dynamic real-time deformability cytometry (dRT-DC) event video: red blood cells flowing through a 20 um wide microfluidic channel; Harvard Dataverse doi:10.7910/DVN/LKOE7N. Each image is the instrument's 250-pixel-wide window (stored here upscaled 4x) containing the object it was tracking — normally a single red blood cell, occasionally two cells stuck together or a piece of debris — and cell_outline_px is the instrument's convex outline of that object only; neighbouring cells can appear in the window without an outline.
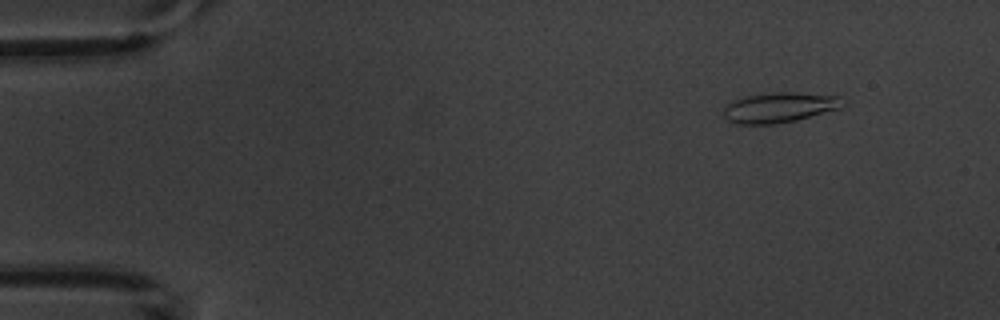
{"species": "common noctule bat (a hibernating species)", "species_latin": "Nyctalus noctula", "temperature_condition": "warm", "stored_images_in_passage": 5, "camera_frame_rate_fps": 3000, "um_per_image_px": 0.085, "animal": {"sex": "male", "body_mass_g": 20.1, "forearm_length_mm": 53.5}, "frame": {"image": 1, "passage_image": 2, "time_ms": 1.333, "image_size_px": [1000, 320], "cell_outline_px": [[848, 104], [840, 108], [796, 120], [776, 124], [736, 124], [728, 120], [724, 116], [724, 104], [732, 100], [748, 96], [776, 92], [792, 92], [840, 96]], "centroid_in_image_um": [66.26, 9.13], "position_along_channel_um": 18.7, "area_um2": 21.04}}
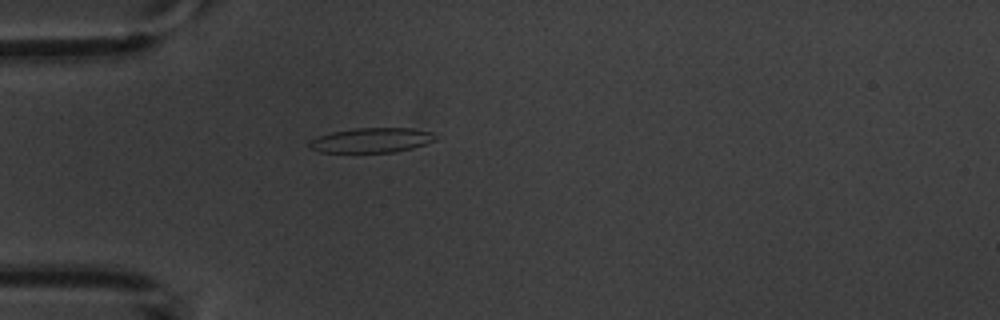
{"frame": {"image": 2, "passage_image": 5, "time_ms": 4.667, "image_size_px": [1000, 320], "cell_outline_px": [[436, 140], [412, 148], [396, 152], [320, 152], [308, 148], [308, 140], [332, 132], [356, 128], [412, 128], [432, 132], [436, 136]], "centroid_in_image_um": [31.56, 11.92], "position_along_channel_um": 53.4, "area_um2": 18.21}}